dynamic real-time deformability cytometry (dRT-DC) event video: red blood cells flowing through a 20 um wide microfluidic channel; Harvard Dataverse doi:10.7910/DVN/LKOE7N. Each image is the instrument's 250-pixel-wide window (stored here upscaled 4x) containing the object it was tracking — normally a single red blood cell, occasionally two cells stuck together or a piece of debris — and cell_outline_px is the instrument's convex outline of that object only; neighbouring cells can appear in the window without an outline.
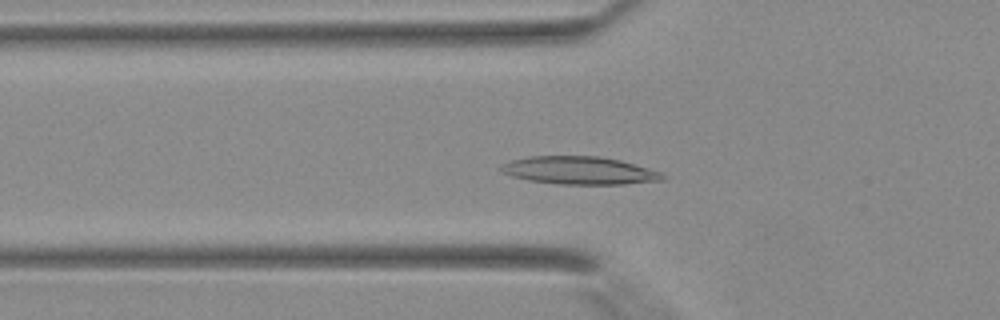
{"species": "Egyptian fruit bat (a non-hibernating species)", "species_latin": "Rousettus aegyptiacus", "temperature_condition": "warm", "stored_images_in_passage": 38, "segment_of_instrument_passage": [1, 2], "camera_frame_rate_fps": 3000, "um_per_image_px": 0.085, "animal": {"sex": "female"}, "frame": {"image": 1, "passage_image": 10, "time_ms": 3.0, "image_size_px": [1000, 320], "cell_outline_px": [[668, 176], [664, 180], [624, 184], [556, 184], [528, 180], [512, 176], [500, 172], [496, 168], [500, 164], [508, 160], [528, 156], [600, 156], [620, 160], [648, 168], [660, 172]], "centroid_in_image_um": [49.18, 14.48], "position_along_channel_um": 76.6, "area_um2": 26.59}}
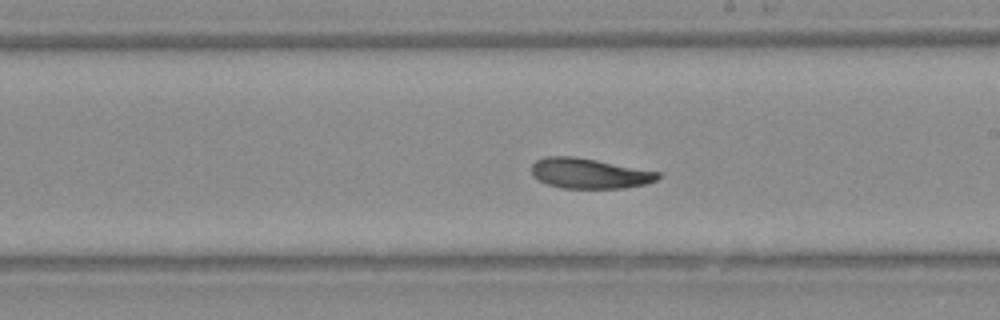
{"frame": {"image": 2, "passage_image": 20, "time_ms": 6.333, "image_size_px": [1000, 320], "cell_outline_px": [[660, 176], [656, 180], [648, 184], [624, 188], [564, 188], [548, 184], [532, 176], [532, 164], [536, 160], [544, 156], [572, 156], [596, 160], [660, 172]], "centroid_in_image_um": [50.1, 14.74], "position_along_channel_um": 238.9, "area_um2": 22.2}}
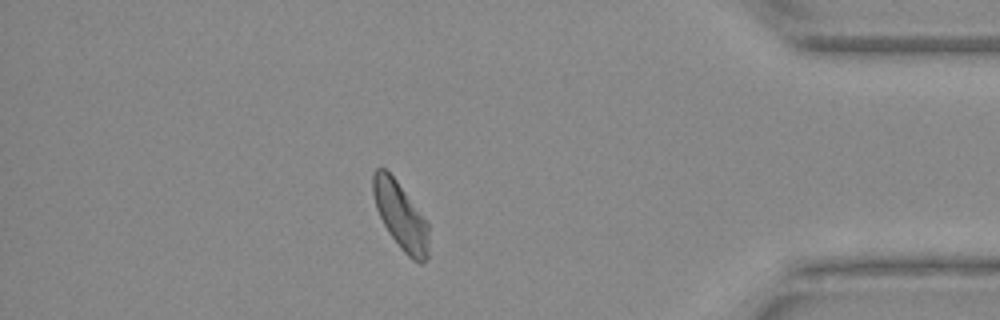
{"frame": {"image": 3, "passage_image": 32, "time_ms": 10.333, "image_size_px": [1000, 320], "cell_outline_px": [[428, 260], [420, 264], [412, 260], [400, 248], [388, 232], [376, 208], [372, 192], [372, 172], [376, 168], [384, 168], [396, 180], [428, 224]], "centroid_in_image_um": [34.03, 18.37], "position_along_channel_um": 401.2, "area_um2": 21.56}}